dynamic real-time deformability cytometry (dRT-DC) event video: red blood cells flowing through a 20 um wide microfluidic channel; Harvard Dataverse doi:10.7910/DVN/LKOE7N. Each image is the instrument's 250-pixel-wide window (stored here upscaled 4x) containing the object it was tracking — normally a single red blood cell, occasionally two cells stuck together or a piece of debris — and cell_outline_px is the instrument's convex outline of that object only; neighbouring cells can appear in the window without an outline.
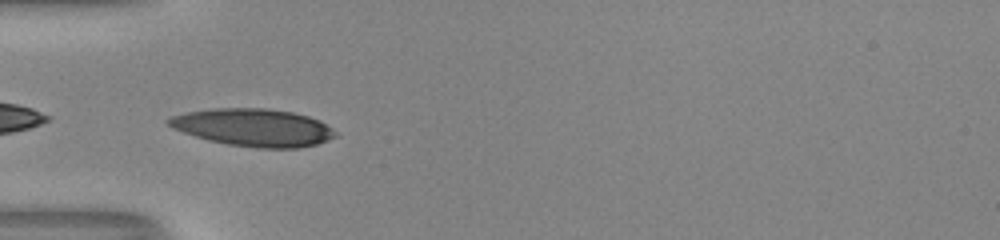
{"species": "human", "species_latin": "Homo sapiens", "temperature_condition": "room temperature", "stored_images_in_passage": 35, "camera_frame_rate_fps": 3000, "um_per_image_px": 0.085, "donor": {"sex": "male"}, "frame": {"image": 1, "passage_image": 1, "time_ms": 0.0, "image_size_px": [1000, 240], "cell_outline_px": [[336, 136], [316, 144], [296, 148], [256, 148], [228, 144], [208, 140], [172, 128], [164, 120], [168, 116], [188, 112], [216, 108], [268, 108], [292, 112], [308, 116], [320, 120], [332, 128], [336, 132]], "centroid_in_image_um": [21.52, 10.83], "position_along_channel_um": 63.5, "area_um2": 36.47}}
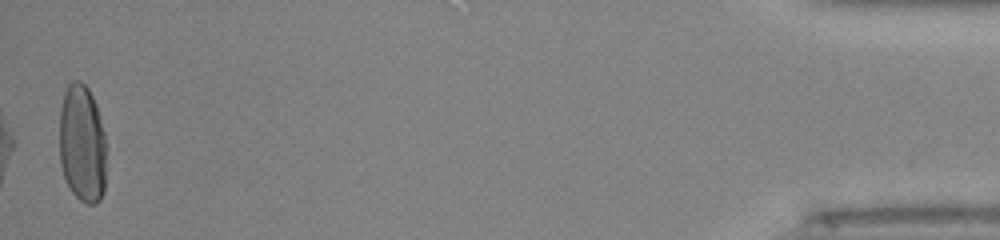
{"frame": {"image": 2, "passage_image": 35, "time_ms": 11.333, "image_size_px": [1000, 240], "cell_outline_px": [[108, 148], [104, 192], [100, 200], [96, 204], [88, 204], [80, 200], [72, 192], [64, 176], [60, 164], [60, 108], [64, 92], [68, 84], [72, 80], [80, 80], [88, 88], [96, 104], [100, 116], [108, 144]], "centroid_in_image_um": [7.03, 12.22], "position_along_channel_um": 428.2, "area_um2": 33.23}, "authors_computed_cell_mechanics": {"area_um2": 33.4084, "velocity_mm_per_s": 4.0487, "shape_relaxation_time_tau1_ms": 4.4658, "shape_relaxation_time_tau2_ms": 1.2363, "deformation_change_tau1": 0.1953, "deformation_change_tau2": 0.0421}}